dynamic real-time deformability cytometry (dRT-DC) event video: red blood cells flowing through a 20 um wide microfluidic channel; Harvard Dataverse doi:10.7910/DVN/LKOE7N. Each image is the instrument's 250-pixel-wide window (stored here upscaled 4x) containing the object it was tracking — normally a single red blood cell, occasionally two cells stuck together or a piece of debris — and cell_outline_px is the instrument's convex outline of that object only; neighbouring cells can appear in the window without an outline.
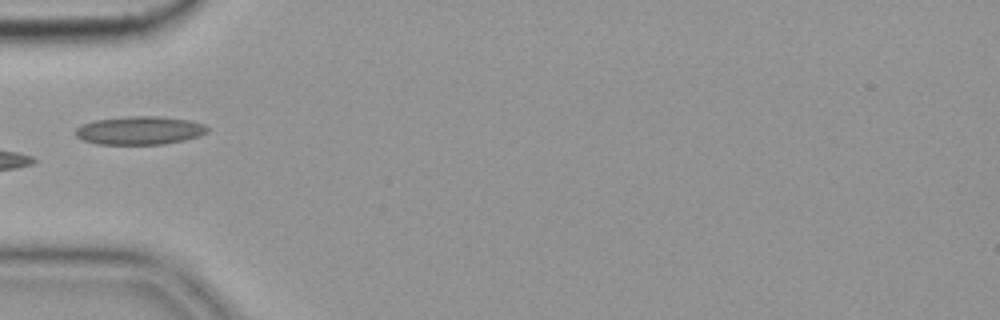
{"species": "common noctule bat (a hibernating species)", "species_latin": "Nyctalus noctula", "temperature_condition": "cold", "stored_images_in_passage": 4, "camera_frame_rate_fps": 3000, "um_per_image_px": 0.085, "animal": {"sex": "female", "body_mass_g": 19.9}, "frame": {"image": 1, "passage_image": 4, "time_ms": 1.0, "image_size_px": [1000, 320], "cell_outline_px": [[208, 132], [200, 136], [184, 140], [164, 144], [96, 144], [84, 140], [76, 136], [76, 128], [84, 124], [96, 120], [128, 116], [160, 116], [188, 120], [204, 124], [208, 128]], "centroid_in_image_um": [11.9, 11.09], "position_along_channel_um": 73.1, "area_um2": 21.68}}